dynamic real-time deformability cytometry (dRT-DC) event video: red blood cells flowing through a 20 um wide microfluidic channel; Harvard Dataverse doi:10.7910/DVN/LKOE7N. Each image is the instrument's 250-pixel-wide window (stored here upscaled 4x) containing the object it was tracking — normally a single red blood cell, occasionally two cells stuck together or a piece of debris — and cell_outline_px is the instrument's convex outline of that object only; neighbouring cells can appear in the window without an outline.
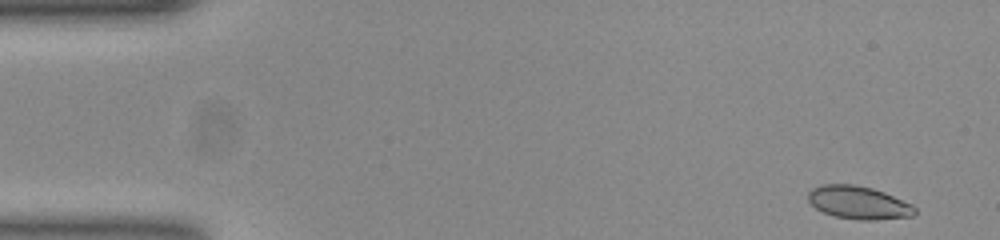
{"species": "common noctule bat (a hibernating species)", "species_latin": "Nyctalus noctula", "temperature_condition": "room temperature", "stored_images_in_passage": 50, "camera_frame_rate_fps": 3000, "um_per_image_px": 0.085, "animal": {"sex": "female", "body_mass_g": 23.0, "forearm_length_mm": 53.4}, "frame": {"image": 1, "passage_image": 1, "time_ms": 0.0, "image_size_px": [1000, 240], "cell_outline_px": [[916, 212], [912, 216], [872, 220], [860, 220], [836, 216], [824, 212], [816, 208], [808, 200], [808, 192], [812, 188], [820, 184], [852, 184], [872, 188], [884, 192], [912, 204], [916, 208]], "centroid_in_image_um": [72.97, 17.21], "position_along_channel_um": 12.0, "area_um2": 20.4}}
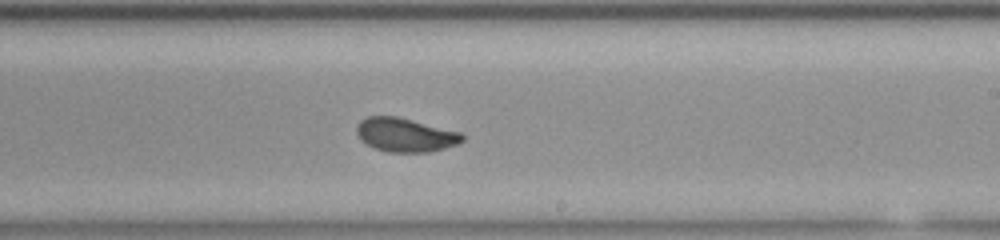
{"frame": {"image": 2, "passage_image": 29, "time_ms": 9.333, "image_size_px": [1000, 240], "cell_outline_px": [[464, 140], [456, 144], [444, 148], [428, 152], [388, 152], [376, 148], [360, 140], [356, 132], [356, 128], [360, 120], [368, 116], [396, 116], [460, 132], [464, 136]], "centroid_in_image_um": [34.43, 11.46], "position_along_channel_um": 254.6, "area_um2": 20.63}}
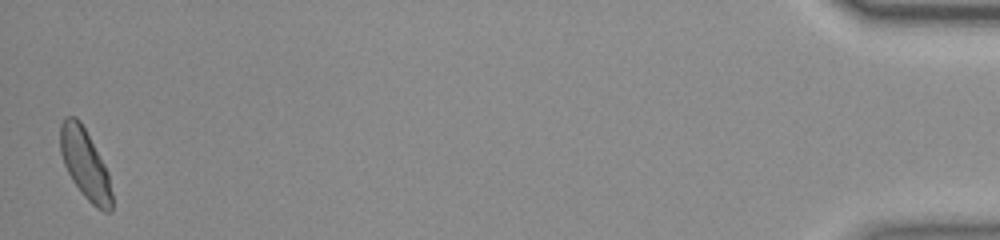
{"frame": {"image": 3, "passage_image": 50, "time_ms": 16.333, "image_size_px": [1000, 240], "cell_outline_px": [[112, 212], [104, 212], [96, 208], [80, 192], [72, 180], [64, 164], [60, 152], [60, 124], [64, 116], [76, 116], [80, 120], [104, 164], [108, 172], [112, 192]], "centroid_in_image_um": [7.22, 13.95], "position_along_channel_um": 428.0, "area_um2": 21.1}, "authors_computed_cell_mechanics": {"area_um2": 20.7791, "velocity_mm_per_s": 3.8679, "shape_relaxation_time_tau1_ms": 3.3923, "shape_relaxation_time_tau2_ms": 1.0194, "deformation_change_tau1": 0.1213, "deformation_change_tau2": 0.0453}}